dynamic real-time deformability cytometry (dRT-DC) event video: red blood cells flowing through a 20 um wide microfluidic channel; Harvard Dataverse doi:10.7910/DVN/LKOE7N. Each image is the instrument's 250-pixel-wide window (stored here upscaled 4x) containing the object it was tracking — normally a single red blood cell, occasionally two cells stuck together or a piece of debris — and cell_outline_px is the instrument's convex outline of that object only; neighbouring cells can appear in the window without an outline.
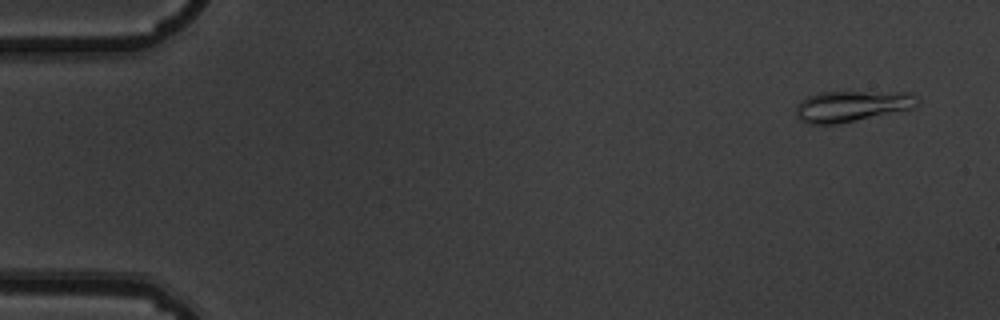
{"species": "common noctule bat (a hibernating species)", "species_latin": "Nyctalus noctula", "temperature_condition": "warm", "stored_images_in_passage": 6, "camera_frame_rate_fps": 3000, "um_per_image_px": 0.085, "animal": {"sex": "male", "body_mass_g": 19.5, "forearm_length_mm": 54.6}, "frame": {"image": 1, "passage_image": 1, "time_ms": 0.0, "image_size_px": [1000, 320], "cell_outline_px": [[920, 104], [916, 108], [840, 124], [808, 124], [800, 120], [796, 116], [796, 108], [800, 100], [808, 96], [820, 92], [912, 92], [920, 100]], "centroid_in_image_um": [72.46, 9.02], "position_along_channel_um": 12.5, "area_um2": 22.37}}